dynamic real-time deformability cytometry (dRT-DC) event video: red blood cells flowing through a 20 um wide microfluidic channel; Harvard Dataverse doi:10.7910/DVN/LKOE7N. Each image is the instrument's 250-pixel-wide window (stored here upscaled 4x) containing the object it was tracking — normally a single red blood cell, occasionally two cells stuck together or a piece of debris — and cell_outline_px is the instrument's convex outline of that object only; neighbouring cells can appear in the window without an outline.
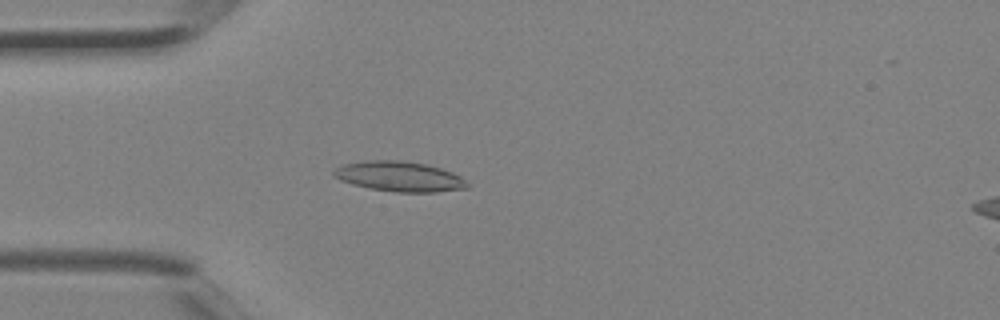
{"species": "Egyptian fruit bat (a non-hibernating species)", "species_latin": "Rousettus aegyptiacus", "temperature_condition": "room temperature", "stored_images_in_passage": 2, "segment_of_instrument_passage": [1, 2], "camera_frame_rate_fps": 3000, "um_per_image_px": 0.085, "animal": {"sex": "female"}, "frame": {"image": 1, "passage_image": 1, "time_ms": 0.0, "image_size_px": [1000, 320], "cell_outline_px": [[468, 188], [436, 192], [396, 192], [372, 188], [352, 184], [340, 180], [332, 176], [332, 172], [336, 168], [344, 164], [368, 160], [400, 160], [428, 164], [452, 172], [460, 176], [468, 184]], "centroid_in_image_um": [33.94, 14.99], "position_along_channel_um": 51.1, "area_um2": 23.35}}